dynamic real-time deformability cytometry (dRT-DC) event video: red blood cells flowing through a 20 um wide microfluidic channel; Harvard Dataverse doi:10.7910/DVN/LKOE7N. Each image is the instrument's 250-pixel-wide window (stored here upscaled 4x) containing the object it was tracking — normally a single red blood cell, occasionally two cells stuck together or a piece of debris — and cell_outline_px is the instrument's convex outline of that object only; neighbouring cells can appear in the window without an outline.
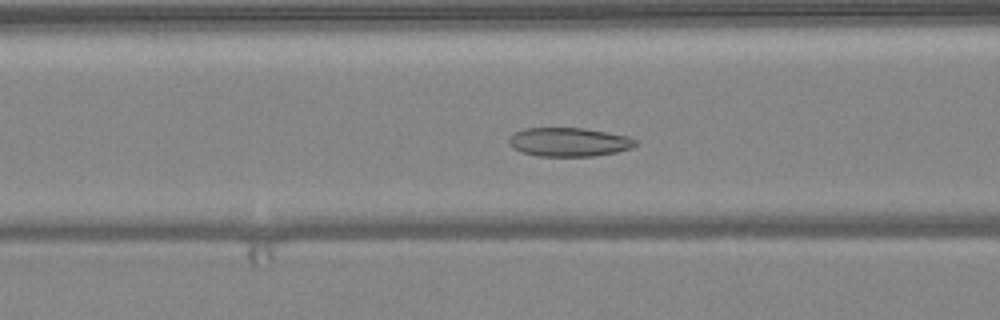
{"species": "common noctule bat (a hibernating species)", "species_latin": "Nyctalus noctula", "temperature_condition": "warm", "stored_images_in_passage": 51, "camera_frame_rate_fps": 3000, "um_per_image_px": 0.085, "animal": {"sex": "female", "body_mass_g": 24.6, "forearm_length_mm": 56.2}, "frame": {"image": 1, "passage_image": 20, "time_ms": 6.333, "image_size_px": [1000, 320], "cell_outline_px": [[636, 144], [632, 148], [616, 152], [592, 156], [540, 156], [520, 152], [512, 148], [508, 144], [508, 136], [512, 132], [524, 128], [584, 128], [608, 132], [628, 136], [636, 140]], "centroid_in_image_um": [48.3, 12.06], "position_along_channel_um": 118.3, "area_um2": 21.5}}
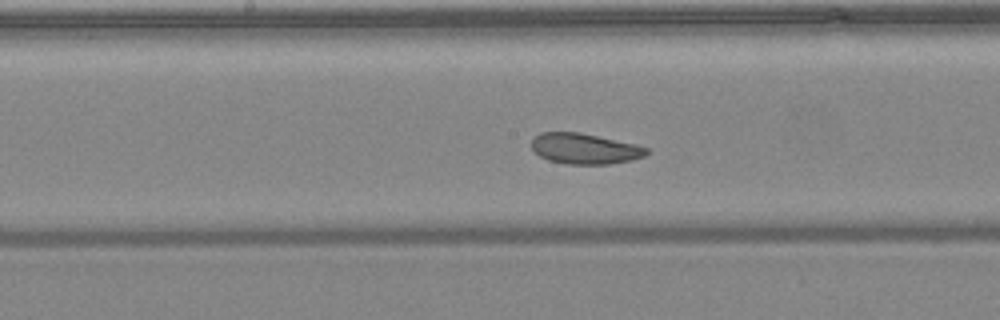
{"frame": {"image": 2, "passage_image": 26, "time_ms": 8.333, "image_size_px": [1000, 320], "cell_outline_px": [[648, 152], [644, 156], [632, 160], [608, 164], [568, 164], [548, 160], [540, 156], [532, 148], [532, 140], [540, 132], [580, 132], [636, 144], [648, 148]], "centroid_in_image_um": [49.71, 12.63], "position_along_channel_um": 198.5, "area_um2": 20.46}}
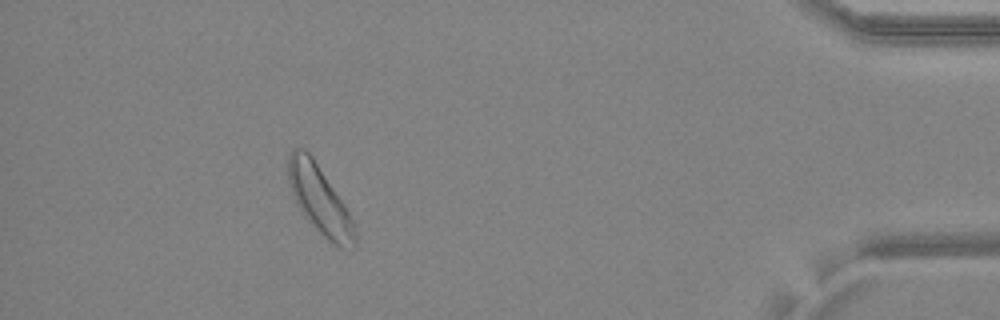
{"frame": {"image": 3, "passage_image": 46, "time_ms": 15.0, "image_size_px": [1000, 320], "cell_outline_px": [[356, 248], [348, 252], [332, 244], [300, 212], [296, 204], [288, 184], [288, 156], [292, 148], [304, 148], [312, 156], [348, 212], [356, 228]], "centroid_in_image_um": [27.17, 17.04], "position_along_channel_um": 408.0, "area_um2": 26.47}}